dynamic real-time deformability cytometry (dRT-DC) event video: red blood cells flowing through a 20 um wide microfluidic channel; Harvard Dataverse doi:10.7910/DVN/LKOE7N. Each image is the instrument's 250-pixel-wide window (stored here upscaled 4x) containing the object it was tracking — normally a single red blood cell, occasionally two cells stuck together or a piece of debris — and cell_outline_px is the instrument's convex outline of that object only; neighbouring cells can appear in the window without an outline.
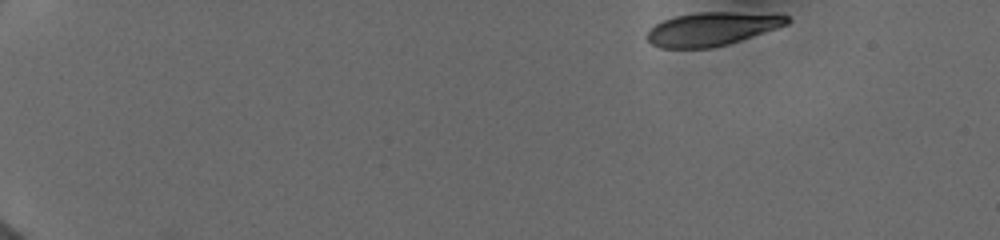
{"species": "human", "species_latin": "Homo sapiens", "temperature_condition": "cold", "stored_images_in_passage": 13, "camera_frame_rate_fps": 3000, "um_per_image_px": 0.085, "donor": {"sex": "female"}, "frame": {"image": 1, "passage_image": 1, "time_ms": 0.0, "image_size_px": [1000, 240], "cell_outline_px": [[792, 20], [788, 24], [728, 44], [712, 48], [660, 48], [652, 44], [644, 36], [656, 24], [664, 20], [676, 16], [700, 12], [732, 12], [788, 16]], "centroid_in_image_um": [60.47, 2.47], "position_along_channel_um": 24.5, "area_um2": 26.88}}